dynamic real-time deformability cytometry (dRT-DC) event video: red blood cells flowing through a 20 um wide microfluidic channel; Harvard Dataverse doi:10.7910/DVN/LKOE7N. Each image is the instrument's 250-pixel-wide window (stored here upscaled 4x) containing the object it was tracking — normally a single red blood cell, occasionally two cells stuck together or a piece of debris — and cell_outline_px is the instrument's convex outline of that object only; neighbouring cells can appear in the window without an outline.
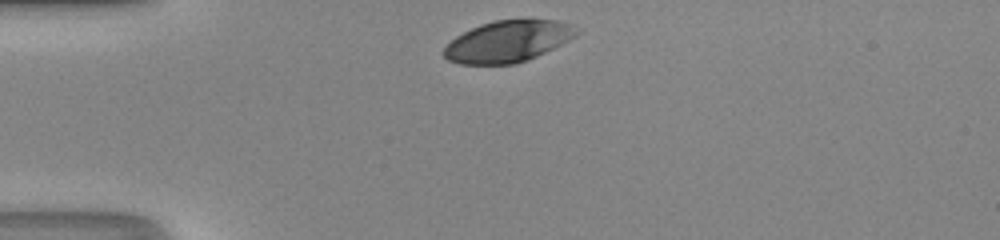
{"species": "human", "species_latin": "Homo sapiens", "temperature_condition": "room temperature", "stored_images_in_passage": 29, "camera_frame_rate_fps": 3000, "um_per_image_px": 0.085, "donor": {"sex": "male"}, "frame": {"image": 1, "passage_image": 1, "time_ms": 0.0, "image_size_px": [1000, 240], "cell_outline_px": [[580, 32], [576, 36], [536, 56], [516, 64], [460, 64], [448, 60], [440, 52], [456, 36], [480, 24], [496, 20], [560, 20], [568, 24]], "centroid_in_image_um": [43.13, 3.52], "position_along_channel_um": 41.9, "area_um2": 31.67}}
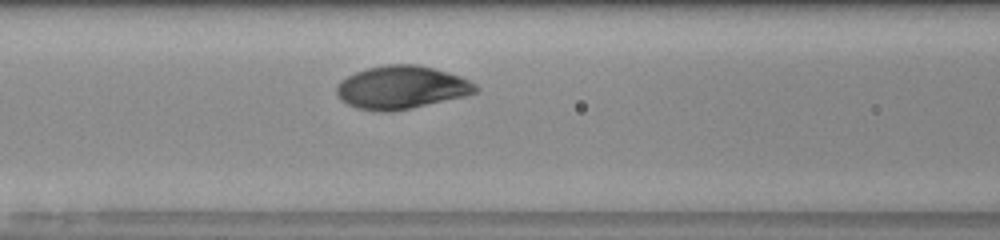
{"frame": {"image": 2, "passage_image": 10, "time_ms": 3.0, "image_size_px": [1000, 240], "cell_outline_px": [[480, 88], [476, 92], [464, 96], [392, 112], [380, 112], [356, 108], [340, 100], [336, 96], [336, 88], [340, 80], [356, 72], [368, 68], [388, 64], [416, 64], [448, 72], [460, 76], [476, 84]], "centroid_in_image_um": [34.1, 7.44], "position_along_channel_um": 132.5, "area_um2": 34.85}}
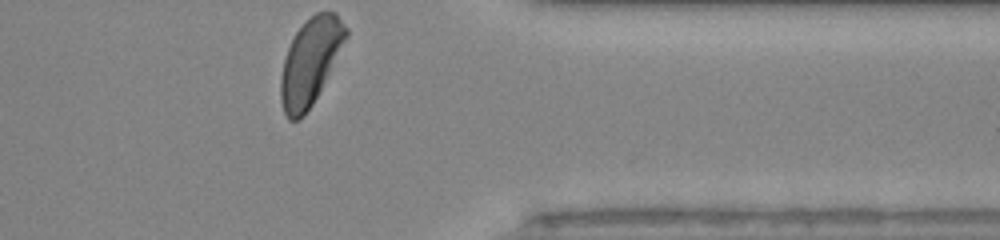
{"frame": {"image": 3, "passage_image": 29, "time_ms": 9.333, "image_size_px": [1000, 240], "cell_outline_px": [[348, 36], [312, 104], [300, 120], [288, 120], [284, 112], [280, 100], [280, 76], [284, 60], [288, 48], [296, 32], [304, 20], [316, 12], [336, 12], [348, 28]], "centroid_in_image_um": [26.36, 5.22], "position_along_channel_um": 385.0, "area_um2": 32.54}, "authors_computed_cell_mechanics": {"area_um2": 34.5644, "velocity_mm_per_s": 4.155, "shape_relaxation_time_tau1_ms": 2.2013, "shape_relaxation_time_tau2_ms": null, "deformation_change_tau1": 0.1487, "deformation_change_tau2": null}}